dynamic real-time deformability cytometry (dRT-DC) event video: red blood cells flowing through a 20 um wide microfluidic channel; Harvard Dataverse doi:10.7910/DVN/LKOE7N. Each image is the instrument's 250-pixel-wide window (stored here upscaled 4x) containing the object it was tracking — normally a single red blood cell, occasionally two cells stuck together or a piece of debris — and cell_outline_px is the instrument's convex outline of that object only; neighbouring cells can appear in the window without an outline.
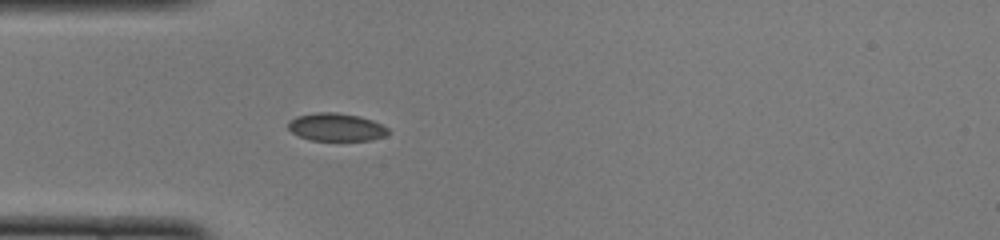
{"species": "common noctule bat (a hibernating species)", "species_latin": "Nyctalus noctula", "temperature_condition": "cold", "stored_images_in_passage": 37, "camera_frame_rate_fps": 3000, "um_per_image_px": 0.085, "animal": {"sex": "female", "body_mass_g": 22.0, "forearm_length_mm": 56.7}, "frame": {"image": 1, "passage_image": 1, "time_ms": 0.0, "image_size_px": [1000, 240], "cell_outline_px": [[388, 132], [384, 136], [372, 140], [312, 140], [300, 136], [292, 132], [288, 128], [288, 120], [296, 116], [316, 112], [336, 112], [360, 116], [372, 120], [388, 128]], "centroid_in_image_um": [28.55, 10.79], "position_along_channel_um": 56.4, "area_um2": 16.18}}
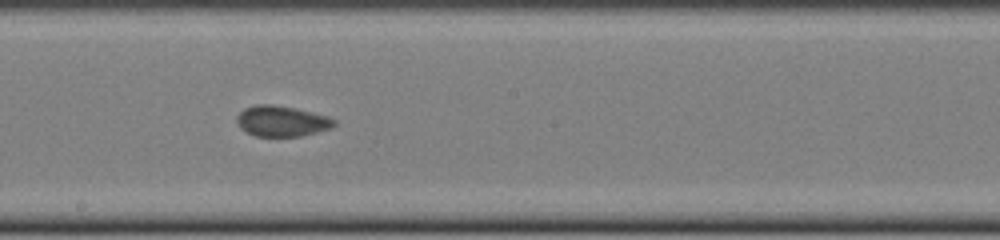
{"frame": {"image": 2, "passage_image": 14, "time_ms": 4.333, "image_size_px": [1000, 240], "cell_outline_px": [[336, 124], [332, 128], [300, 136], [256, 136], [240, 128], [236, 120], [236, 116], [244, 108], [256, 104], [272, 104], [296, 108], [328, 116], [336, 120]], "centroid_in_image_um": [23.95, 10.28], "position_along_channel_um": 224.3, "area_um2": 17.46}}
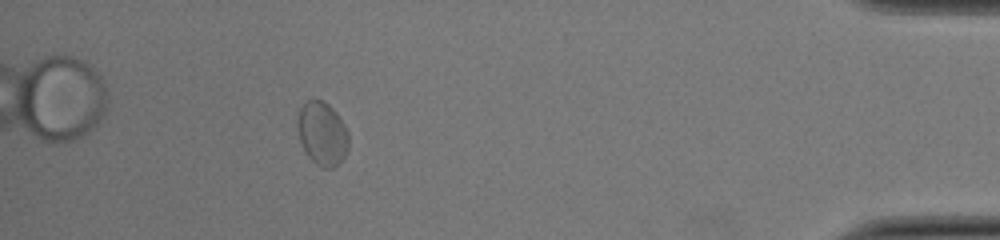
{"frame": {"image": 3, "passage_image": 32, "time_ms": 10.333, "image_size_px": [1000, 240], "cell_outline_px": [[348, 148], [344, 156], [332, 168], [324, 168], [316, 164], [308, 156], [300, 140], [296, 128], [296, 116], [300, 108], [308, 100], [324, 100], [336, 112], [344, 124], [348, 132]], "centroid_in_image_um": [27.36, 11.33], "position_along_channel_um": 407.8, "area_um2": 18.9}, "authors_computed_cell_mechanics": {"area_um2": 17.2822, "velocity_mm_per_s": 3.9567, "shape_relaxation_time_tau1_ms": null, "shape_relaxation_time_tau2_ms": 1.6245, "deformation_change_tau1": null, "deformation_change_tau2": 0.0357}}